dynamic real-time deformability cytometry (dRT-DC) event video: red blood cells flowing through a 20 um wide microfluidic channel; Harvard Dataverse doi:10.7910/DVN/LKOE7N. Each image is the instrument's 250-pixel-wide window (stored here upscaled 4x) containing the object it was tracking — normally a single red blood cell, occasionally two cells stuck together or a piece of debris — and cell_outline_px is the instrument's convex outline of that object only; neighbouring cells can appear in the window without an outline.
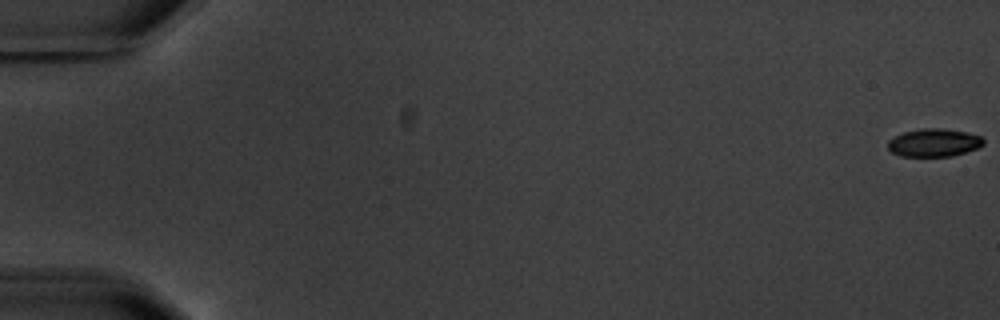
{"species": "common noctule bat (a hibernating species)", "species_latin": "Nyctalus noctula", "temperature_condition": "warm", "stored_images_in_passage": 6, "camera_frame_rate_fps": 3000, "um_per_image_px": 0.085, "animal": {"sex": "male", "body_mass_g": 20.1, "forearm_length_mm": 53.5}, "frame": {"image": 1, "passage_image": 1, "time_ms": 0.0, "image_size_px": [1000, 320], "cell_outline_px": [[984, 144], [976, 148], [952, 156], [900, 156], [892, 152], [888, 148], [888, 140], [904, 132], [920, 128], [940, 128], [968, 132], [980, 136], [984, 140]], "centroid_in_image_um": [79.38, 12.12], "position_along_channel_um": 5.6, "area_um2": 15.49}}
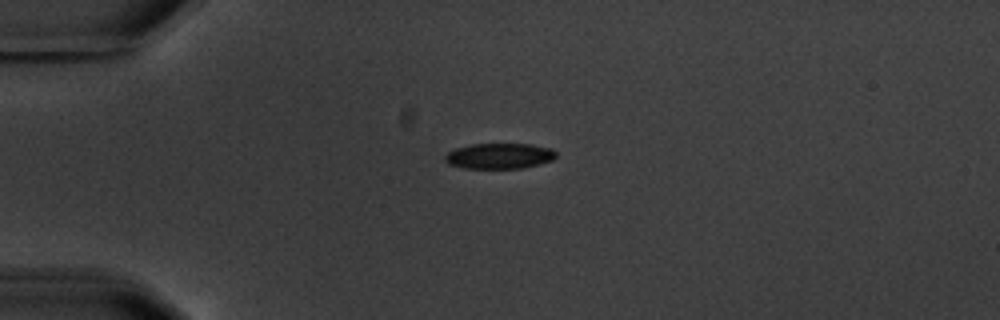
{"frame": {"image": 2, "passage_image": 5, "time_ms": 5.0, "image_size_px": [1000, 320], "cell_outline_px": [[556, 156], [552, 160], [540, 164], [520, 168], [464, 168], [448, 164], [444, 160], [444, 156], [448, 152], [456, 148], [472, 144], [532, 144], [552, 148], [556, 152]], "centroid_in_image_um": [42.45, 13.25], "position_along_channel_um": 42.6, "area_um2": 16.59}}